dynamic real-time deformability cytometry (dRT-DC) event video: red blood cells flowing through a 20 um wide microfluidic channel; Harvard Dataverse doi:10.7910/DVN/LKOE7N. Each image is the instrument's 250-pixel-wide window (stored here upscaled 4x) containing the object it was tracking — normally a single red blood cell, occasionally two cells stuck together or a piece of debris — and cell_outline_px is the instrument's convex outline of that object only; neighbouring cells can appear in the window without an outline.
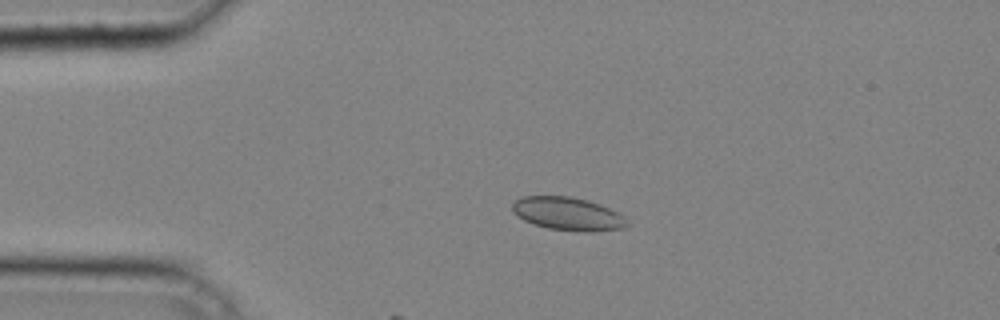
{"species": "common noctule bat (a hibernating species)", "species_latin": "Nyctalus noctula", "temperature_condition": "cold", "stored_images_in_passage": 25, "camera_frame_rate_fps": 3000, "um_per_image_px": 0.085, "animal": {"sex": "male", "body_mass_g": 20.4}, "frame": {"image": 1, "passage_image": 10, "time_ms": 3.0, "image_size_px": [1000, 320], "cell_outline_px": [[632, 224], [624, 228], [592, 232], [588, 232], [548, 228], [524, 220], [512, 212], [512, 204], [520, 196], [572, 196], [588, 200], [600, 204], [624, 216]], "centroid_in_image_um": [48.3, 18.17], "position_along_channel_um": 36.7, "area_um2": 22.25}}